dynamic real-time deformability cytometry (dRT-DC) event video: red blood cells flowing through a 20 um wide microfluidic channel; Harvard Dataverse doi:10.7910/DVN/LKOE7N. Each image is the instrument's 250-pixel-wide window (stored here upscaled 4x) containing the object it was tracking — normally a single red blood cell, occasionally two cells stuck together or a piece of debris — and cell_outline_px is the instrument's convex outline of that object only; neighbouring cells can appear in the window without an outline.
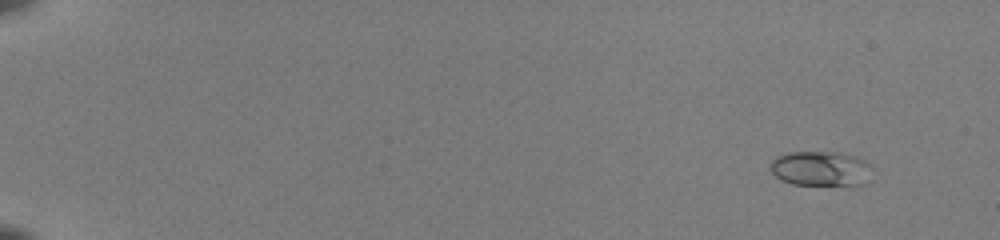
{"species": "common noctule bat (a hibernating species)", "species_latin": "Nyctalus noctula", "temperature_condition": "room temperature", "stored_images_in_passage": 53, "camera_frame_rate_fps": 3000, "um_per_image_px": 0.085, "animal": {"sex": "female", "body_mass_g": 22.0, "forearm_length_mm": 56.7}, "frame": {"image": 1, "passage_image": 4, "time_ms": 1.0, "image_size_px": [1000, 240], "cell_outline_px": [[872, 180], [868, 184], [792, 184], [780, 180], [772, 172], [772, 160], [776, 156], [788, 152], [844, 152], [856, 156], [864, 160], [872, 168]], "centroid_in_image_um": [69.83, 14.32], "position_along_channel_um": 15.2, "area_um2": 20.87}}
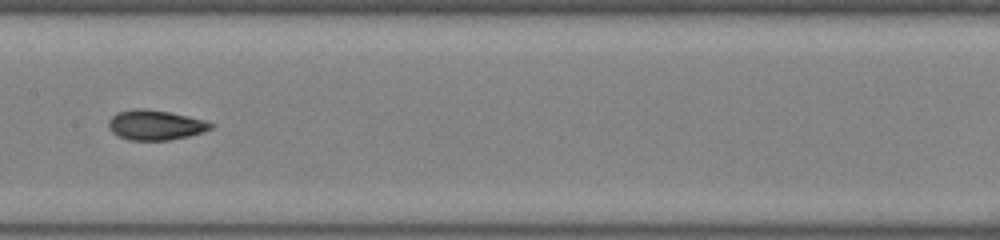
{"frame": {"image": 2, "passage_image": 30, "time_ms": 9.667, "image_size_px": [1000, 240], "cell_outline_px": [[216, 124], [212, 128], [188, 136], [168, 140], [128, 140], [112, 132], [108, 128], [108, 120], [116, 112], [136, 108], [144, 108], [168, 112], [188, 116], [204, 120]], "centroid_in_image_um": [13.18, 10.62], "position_along_channel_um": 194.2, "area_um2": 17.8}}
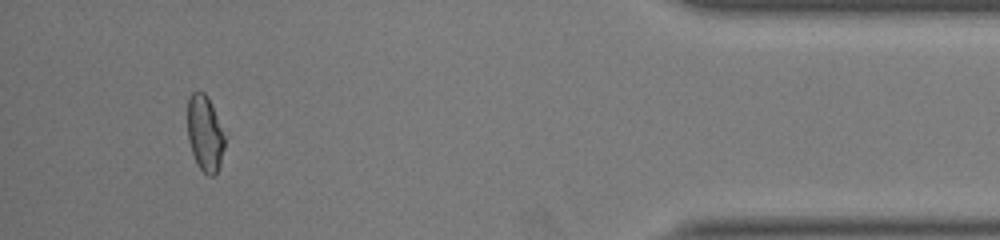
{"frame": {"image": 3, "passage_image": 50, "time_ms": 16.333, "image_size_px": [1000, 240], "cell_outline_px": [[228, 132], [220, 164], [216, 172], [212, 176], [208, 176], [196, 164], [188, 140], [188, 96], [192, 92], [204, 92], [208, 96]], "centroid_in_image_um": [17.47, 11.3], "position_along_channel_um": 417.7, "area_um2": 17.17}, "authors_computed_cell_mechanics": {"area_um2": 17.629, "velocity_mm_per_s": 4.0156, "shape_relaxation_time_tau1_ms": null, "shape_relaxation_time_tau2_ms": 1.4013, "deformation_change_tau1": null, "deformation_change_tau2": 0.0604}}